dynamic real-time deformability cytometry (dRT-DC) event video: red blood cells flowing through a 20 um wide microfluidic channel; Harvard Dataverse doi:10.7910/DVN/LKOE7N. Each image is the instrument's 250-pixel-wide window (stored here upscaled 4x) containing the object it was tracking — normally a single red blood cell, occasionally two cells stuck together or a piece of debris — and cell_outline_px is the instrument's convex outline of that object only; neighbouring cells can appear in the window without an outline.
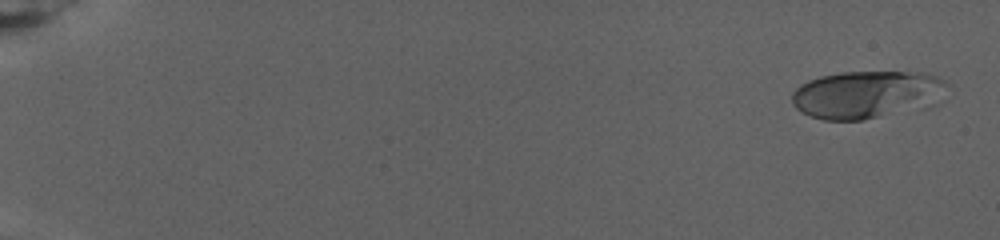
{"species": "human", "species_latin": "Homo sapiens", "temperature_condition": "warm", "stored_images_in_passage": 81, "camera_frame_rate_fps": 3000, "um_per_image_px": 0.085, "donor": {"sex": "female"}, "frame": {"image": 1, "passage_image": 1, "time_ms": 0.0, "image_size_px": [1000, 240], "cell_outline_px": [[948, 84], [876, 116], [860, 120], [824, 120], [800, 112], [792, 104], [792, 92], [800, 84], [808, 80], [820, 76], [844, 72], [916, 72], [936, 76], [944, 80]], "centroid_in_image_um": [73.17, 7.96], "position_along_channel_um": 11.8, "area_um2": 38.78}}
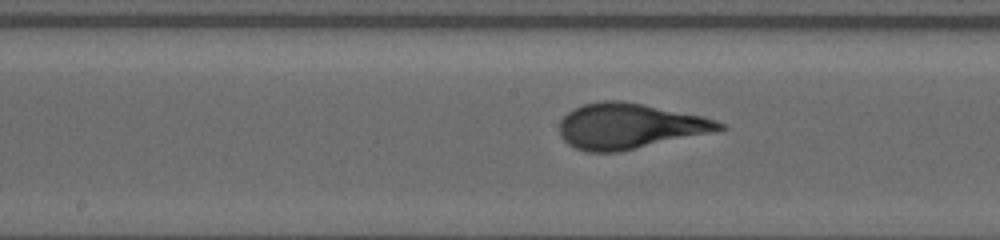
{"frame": {"image": 2, "passage_image": 44, "time_ms": 14.333, "image_size_px": [1000, 240], "cell_outline_px": [[728, 128], [620, 152], [588, 152], [576, 148], [568, 144], [560, 136], [560, 120], [568, 112], [584, 104], [604, 100], [624, 100], [704, 116], [716, 120], [724, 124]], "centroid_in_image_um": [53.49, 10.71], "position_along_channel_um": 194.7, "area_um2": 42.19}}
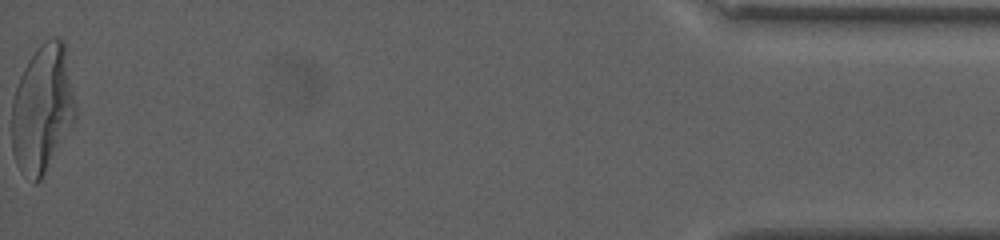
{"frame": {"image": 3, "passage_image": 81, "time_ms": 26.667, "image_size_px": [1000, 240], "cell_outline_px": [[76, 116], [72, 124], [40, 180], [36, 184], [32, 184], [20, 172], [16, 164], [12, 152], [12, 100], [20, 76], [28, 60], [40, 44], [44, 40], [52, 36], [56, 36], [64, 40], [76, 108]], "centroid_in_image_um": [3.58, 9.24], "position_along_channel_um": 431.6, "area_um2": 47.45}}